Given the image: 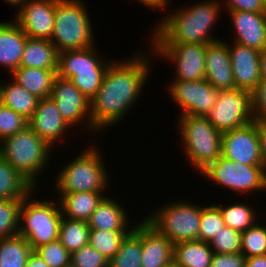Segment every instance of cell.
Here are the masks:
<instances>
[{
    "label": "cell",
    "mask_w": 266,
    "mask_h": 267,
    "mask_svg": "<svg viewBox=\"0 0 266 267\" xmlns=\"http://www.w3.org/2000/svg\"><path fill=\"white\" fill-rule=\"evenodd\" d=\"M51 148L27 126L23 131L1 141L0 155L37 189L38 176L50 164Z\"/></svg>",
    "instance_id": "3957f363"
},
{
    "label": "cell",
    "mask_w": 266,
    "mask_h": 267,
    "mask_svg": "<svg viewBox=\"0 0 266 267\" xmlns=\"http://www.w3.org/2000/svg\"><path fill=\"white\" fill-rule=\"evenodd\" d=\"M168 267H178L177 265H175L174 263H172L171 265H169Z\"/></svg>",
    "instance_id": "816d5d0a"
},
{
    "label": "cell",
    "mask_w": 266,
    "mask_h": 267,
    "mask_svg": "<svg viewBox=\"0 0 266 267\" xmlns=\"http://www.w3.org/2000/svg\"><path fill=\"white\" fill-rule=\"evenodd\" d=\"M252 111L254 122L266 125V79L261 78L252 92Z\"/></svg>",
    "instance_id": "b9f144b4"
},
{
    "label": "cell",
    "mask_w": 266,
    "mask_h": 267,
    "mask_svg": "<svg viewBox=\"0 0 266 267\" xmlns=\"http://www.w3.org/2000/svg\"><path fill=\"white\" fill-rule=\"evenodd\" d=\"M145 219L173 244L198 240L201 206L189 201H170Z\"/></svg>",
    "instance_id": "9c48e42d"
},
{
    "label": "cell",
    "mask_w": 266,
    "mask_h": 267,
    "mask_svg": "<svg viewBox=\"0 0 266 267\" xmlns=\"http://www.w3.org/2000/svg\"><path fill=\"white\" fill-rule=\"evenodd\" d=\"M98 53L95 46L59 52L57 75L69 79L90 103L102 85L106 70L114 61L102 59Z\"/></svg>",
    "instance_id": "8992f818"
},
{
    "label": "cell",
    "mask_w": 266,
    "mask_h": 267,
    "mask_svg": "<svg viewBox=\"0 0 266 267\" xmlns=\"http://www.w3.org/2000/svg\"><path fill=\"white\" fill-rule=\"evenodd\" d=\"M32 251L29 243L20 235L0 239V267H25Z\"/></svg>",
    "instance_id": "f546056e"
},
{
    "label": "cell",
    "mask_w": 266,
    "mask_h": 267,
    "mask_svg": "<svg viewBox=\"0 0 266 267\" xmlns=\"http://www.w3.org/2000/svg\"><path fill=\"white\" fill-rule=\"evenodd\" d=\"M36 188L0 155V199L24 200Z\"/></svg>",
    "instance_id": "f1b7e54d"
},
{
    "label": "cell",
    "mask_w": 266,
    "mask_h": 267,
    "mask_svg": "<svg viewBox=\"0 0 266 267\" xmlns=\"http://www.w3.org/2000/svg\"><path fill=\"white\" fill-rule=\"evenodd\" d=\"M133 229L141 236V267H168L173 263V243L145 218Z\"/></svg>",
    "instance_id": "e0dca14e"
},
{
    "label": "cell",
    "mask_w": 266,
    "mask_h": 267,
    "mask_svg": "<svg viewBox=\"0 0 266 267\" xmlns=\"http://www.w3.org/2000/svg\"><path fill=\"white\" fill-rule=\"evenodd\" d=\"M129 232L90 229L89 244L110 260Z\"/></svg>",
    "instance_id": "836d02e7"
},
{
    "label": "cell",
    "mask_w": 266,
    "mask_h": 267,
    "mask_svg": "<svg viewBox=\"0 0 266 267\" xmlns=\"http://www.w3.org/2000/svg\"><path fill=\"white\" fill-rule=\"evenodd\" d=\"M213 253L209 242L182 241L173 245V263L178 267H210Z\"/></svg>",
    "instance_id": "4316f807"
},
{
    "label": "cell",
    "mask_w": 266,
    "mask_h": 267,
    "mask_svg": "<svg viewBox=\"0 0 266 267\" xmlns=\"http://www.w3.org/2000/svg\"><path fill=\"white\" fill-rule=\"evenodd\" d=\"M258 134L260 140V152L263 161V168L266 173V125L258 124Z\"/></svg>",
    "instance_id": "f6af8a7d"
},
{
    "label": "cell",
    "mask_w": 266,
    "mask_h": 267,
    "mask_svg": "<svg viewBox=\"0 0 266 267\" xmlns=\"http://www.w3.org/2000/svg\"><path fill=\"white\" fill-rule=\"evenodd\" d=\"M90 145L58 172L57 179H54L58 195L107 190L110 182L104 157L98 146Z\"/></svg>",
    "instance_id": "277c9868"
},
{
    "label": "cell",
    "mask_w": 266,
    "mask_h": 267,
    "mask_svg": "<svg viewBox=\"0 0 266 267\" xmlns=\"http://www.w3.org/2000/svg\"><path fill=\"white\" fill-rule=\"evenodd\" d=\"M122 207L115 198L105 196L88 220L89 228L105 231H131L132 228L128 230L129 216Z\"/></svg>",
    "instance_id": "603a6c76"
},
{
    "label": "cell",
    "mask_w": 266,
    "mask_h": 267,
    "mask_svg": "<svg viewBox=\"0 0 266 267\" xmlns=\"http://www.w3.org/2000/svg\"><path fill=\"white\" fill-rule=\"evenodd\" d=\"M59 52L47 39L27 38L19 67L58 69Z\"/></svg>",
    "instance_id": "484cf974"
},
{
    "label": "cell",
    "mask_w": 266,
    "mask_h": 267,
    "mask_svg": "<svg viewBox=\"0 0 266 267\" xmlns=\"http://www.w3.org/2000/svg\"><path fill=\"white\" fill-rule=\"evenodd\" d=\"M106 195L103 192H78L58 195L62 217L88 222L98 204Z\"/></svg>",
    "instance_id": "cb8c5ba5"
},
{
    "label": "cell",
    "mask_w": 266,
    "mask_h": 267,
    "mask_svg": "<svg viewBox=\"0 0 266 267\" xmlns=\"http://www.w3.org/2000/svg\"><path fill=\"white\" fill-rule=\"evenodd\" d=\"M142 3V5H146L145 7H149L150 9H163L168 8L171 0H137Z\"/></svg>",
    "instance_id": "7dc6e473"
},
{
    "label": "cell",
    "mask_w": 266,
    "mask_h": 267,
    "mask_svg": "<svg viewBox=\"0 0 266 267\" xmlns=\"http://www.w3.org/2000/svg\"><path fill=\"white\" fill-rule=\"evenodd\" d=\"M210 267H246V257L242 253H213Z\"/></svg>",
    "instance_id": "ee69618b"
},
{
    "label": "cell",
    "mask_w": 266,
    "mask_h": 267,
    "mask_svg": "<svg viewBox=\"0 0 266 267\" xmlns=\"http://www.w3.org/2000/svg\"><path fill=\"white\" fill-rule=\"evenodd\" d=\"M27 126L28 120L0 103V142L17 132L23 131Z\"/></svg>",
    "instance_id": "ab89813d"
},
{
    "label": "cell",
    "mask_w": 266,
    "mask_h": 267,
    "mask_svg": "<svg viewBox=\"0 0 266 267\" xmlns=\"http://www.w3.org/2000/svg\"><path fill=\"white\" fill-rule=\"evenodd\" d=\"M35 251L50 267H66L71 264V253L59 239L41 245Z\"/></svg>",
    "instance_id": "f35d334b"
},
{
    "label": "cell",
    "mask_w": 266,
    "mask_h": 267,
    "mask_svg": "<svg viewBox=\"0 0 266 267\" xmlns=\"http://www.w3.org/2000/svg\"><path fill=\"white\" fill-rule=\"evenodd\" d=\"M50 97L70 127H75L76 124L82 122L84 125L82 130L86 129L87 132L92 131L98 134V131L91 124L90 102L69 79L57 75L53 81Z\"/></svg>",
    "instance_id": "5bb4252c"
},
{
    "label": "cell",
    "mask_w": 266,
    "mask_h": 267,
    "mask_svg": "<svg viewBox=\"0 0 266 267\" xmlns=\"http://www.w3.org/2000/svg\"><path fill=\"white\" fill-rule=\"evenodd\" d=\"M4 2H7L9 4V6L13 5L12 7H16L17 10H19L23 4L27 1V0H3Z\"/></svg>",
    "instance_id": "f907efd6"
},
{
    "label": "cell",
    "mask_w": 266,
    "mask_h": 267,
    "mask_svg": "<svg viewBox=\"0 0 266 267\" xmlns=\"http://www.w3.org/2000/svg\"><path fill=\"white\" fill-rule=\"evenodd\" d=\"M74 267H109V260L89 243L71 254Z\"/></svg>",
    "instance_id": "60d3db41"
},
{
    "label": "cell",
    "mask_w": 266,
    "mask_h": 267,
    "mask_svg": "<svg viewBox=\"0 0 266 267\" xmlns=\"http://www.w3.org/2000/svg\"><path fill=\"white\" fill-rule=\"evenodd\" d=\"M83 0H56L51 42L58 52L84 50L95 45L94 31Z\"/></svg>",
    "instance_id": "5b68a950"
},
{
    "label": "cell",
    "mask_w": 266,
    "mask_h": 267,
    "mask_svg": "<svg viewBox=\"0 0 266 267\" xmlns=\"http://www.w3.org/2000/svg\"><path fill=\"white\" fill-rule=\"evenodd\" d=\"M241 235L242 232L225 225L209 241V245L214 253H241Z\"/></svg>",
    "instance_id": "74e56055"
},
{
    "label": "cell",
    "mask_w": 266,
    "mask_h": 267,
    "mask_svg": "<svg viewBox=\"0 0 266 267\" xmlns=\"http://www.w3.org/2000/svg\"><path fill=\"white\" fill-rule=\"evenodd\" d=\"M205 117L220 133L252 123V93L237 88L220 90L215 105Z\"/></svg>",
    "instance_id": "8fae6325"
},
{
    "label": "cell",
    "mask_w": 266,
    "mask_h": 267,
    "mask_svg": "<svg viewBox=\"0 0 266 267\" xmlns=\"http://www.w3.org/2000/svg\"><path fill=\"white\" fill-rule=\"evenodd\" d=\"M55 6L56 0H27L13 19L29 38L51 40Z\"/></svg>",
    "instance_id": "2e32d148"
},
{
    "label": "cell",
    "mask_w": 266,
    "mask_h": 267,
    "mask_svg": "<svg viewBox=\"0 0 266 267\" xmlns=\"http://www.w3.org/2000/svg\"><path fill=\"white\" fill-rule=\"evenodd\" d=\"M222 155L248 166H263L260 152L258 123L222 133Z\"/></svg>",
    "instance_id": "9a60e30c"
},
{
    "label": "cell",
    "mask_w": 266,
    "mask_h": 267,
    "mask_svg": "<svg viewBox=\"0 0 266 267\" xmlns=\"http://www.w3.org/2000/svg\"><path fill=\"white\" fill-rule=\"evenodd\" d=\"M33 193L22 202L18 235L24 237L32 250H35L59 238L62 213L58 201L38 200L33 198ZM31 198L34 200L31 201Z\"/></svg>",
    "instance_id": "ba28073f"
},
{
    "label": "cell",
    "mask_w": 266,
    "mask_h": 267,
    "mask_svg": "<svg viewBox=\"0 0 266 267\" xmlns=\"http://www.w3.org/2000/svg\"><path fill=\"white\" fill-rule=\"evenodd\" d=\"M215 205L220 209L225 225L232 229L243 232L257 222L255 209L249 203L234 202L229 206L216 203Z\"/></svg>",
    "instance_id": "d6a6232c"
},
{
    "label": "cell",
    "mask_w": 266,
    "mask_h": 267,
    "mask_svg": "<svg viewBox=\"0 0 266 267\" xmlns=\"http://www.w3.org/2000/svg\"><path fill=\"white\" fill-rule=\"evenodd\" d=\"M206 180L231 192L251 193L266 190V173L263 166H248L220 155L200 172Z\"/></svg>",
    "instance_id": "30bf717a"
},
{
    "label": "cell",
    "mask_w": 266,
    "mask_h": 267,
    "mask_svg": "<svg viewBox=\"0 0 266 267\" xmlns=\"http://www.w3.org/2000/svg\"><path fill=\"white\" fill-rule=\"evenodd\" d=\"M260 77L266 79V49L260 52Z\"/></svg>",
    "instance_id": "681fc988"
},
{
    "label": "cell",
    "mask_w": 266,
    "mask_h": 267,
    "mask_svg": "<svg viewBox=\"0 0 266 267\" xmlns=\"http://www.w3.org/2000/svg\"><path fill=\"white\" fill-rule=\"evenodd\" d=\"M233 24V42L262 51L266 49V13L228 11Z\"/></svg>",
    "instance_id": "ffe728a7"
},
{
    "label": "cell",
    "mask_w": 266,
    "mask_h": 267,
    "mask_svg": "<svg viewBox=\"0 0 266 267\" xmlns=\"http://www.w3.org/2000/svg\"><path fill=\"white\" fill-rule=\"evenodd\" d=\"M39 98L18 85L14 80L0 83V103L28 120L36 111Z\"/></svg>",
    "instance_id": "83f0119b"
},
{
    "label": "cell",
    "mask_w": 266,
    "mask_h": 267,
    "mask_svg": "<svg viewBox=\"0 0 266 267\" xmlns=\"http://www.w3.org/2000/svg\"><path fill=\"white\" fill-rule=\"evenodd\" d=\"M257 223L241 235V253L246 258L266 255V226Z\"/></svg>",
    "instance_id": "d590c367"
},
{
    "label": "cell",
    "mask_w": 266,
    "mask_h": 267,
    "mask_svg": "<svg viewBox=\"0 0 266 267\" xmlns=\"http://www.w3.org/2000/svg\"><path fill=\"white\" fill-rule=\"evenodd\" d=\"M25 267H50V266L40 257V255L35 250H33L27 258Z\"/></svg>",
    "instance_id": "bcb514c9"
},
{
    "label": "cell",
    "mask_w": 266,
    "mask_h": 267,
    "mask_svg": "<svg viewBox=\"0 0 266 267\" xmlns=\"http://www.w3.org/2000/svg\"><path fill=\"white\" fill-rule=\"evenodd\" d=\"M246 267H266V255L247 257Z\"/></svg>",
    "instance_id": "c3c4849f"
},
{
    "label": "cell",
    "mask_w": 266,
    "mask_h": 267,
    "mask_svg": "<svg viewBox=\"0 0 266 267\" xmlns=\"http://www.w3.org/2000/svg\"><path fill=\"white\" fill-rule=\"evenodd\" d=\"M153 55L167 59L175 65L173 80L194 81L206 79L205 55L208 44L150 43ZM155 52V53H154Z\"/></svg>",
    "instance_id": "7c38bea8"
},
{
    "label": "cell",
    "mask_w": 266,
    "mask_h": 267,
    "mask_svg": "<svg viewBox=\"0 0 266 267\" xmlns=\"http://www.w3.org/2000/svg\"><path fill=\"white\" fill-rule=\"evenodd\" d=\"M27 38L14 20L0 22V66L9 74L19 68Z\"/></svg>",
    "instance_id": "7402d4cb"
},
{
    "label": "cell",
    "mask_w": 266,
    "mask_h": 267,
    "mask_svg": "<svg viewBox=\"0 0 266 267\" xmlns=\"http://www.w3.org/2000/svg\"><path fill=\"white\" fill-rule=\"evenodd\" d=\"M224 226L222 214L215 203L204 207L201 205L198 240L209 242Z\"/></svg>",
    "instance_id": "8d00e7d4"
},
{
    "label": "cell",
    "mask_w": 266,
    "mask_h": 267,
    "mask_svg": "<svg viewBox=\"0 0 266 267\" xmlns=\"http://www.w3.org/2000/svg\"><path fill=\"white\" fill-rule=\"evenodd\" d=\"M141 256V236L132 228L109 260V267H141Z\"/></svg>",
    "instance_id": "1f68e13d"
},
{
    "label": "cell",
    "mask_w": 266,
    "mask_h": 267,
    "mask_svg": "<svg viewBox=\"0 0 266 267\" xmlns=\"http://www.w3.org/2000/svg\"><path fill=\"white\" fill-rule=\"evenodd\" d=\"M206 80L218 90L236 89L230 60L229 48L225 40L206 46Z\"/></svg>",
    "instance_id": "44dd1931"
},
{
    "label": "cell",
    "mask_w": 266,
    "mask_h": 267,
    "mask_svg": "<svg viewBox=\"0 0 266 267\" xmlns=\"http://www.w3.org/2000/svg\"><path fill=\"white\" fill-rule=\"evenodd\" d=\"M140 51L128 59L114 60L106 70L102 85L90 103L91 124L98 132L123 120L140 98L152 68L148 52Z\"/></svg>",
    "instance_id": "6da1fadb"
},
{
    "label": "cell",
    "mask_w": 266,
    "mask_h": 267,
    "mask_svg": "<svg viewBox=\"0 0 266 267\" xmlns=\"http://www.w3.org/2000/svg\"><path fill=\"white\" fill-rule=\"evenodd\" d=\"M88 222L62 217L59 227V240L72 254L89 243Z\"/></svg>",
    "instance_id": "4dcf8cb0"
},
{
    "label": "cell",
    "mask_w": 266,
    "mask_h": 267,
    "mask_svg": "<svg viewBox=\"0 0 266 267\" xmlns=\"http://www.w3.org/2000/svg\"><path fill=\"white\" fill-rule=\"evenodd\" d=\"M235 87L252 93L260 77V52L248 46L228 43Z\"/></svg>",
    "instance_id": "ac0fdd59"
},
{
    "label": "cell",
    "mask_w": 266,
    "mask_h": 267,
    "mask_svg": "<svg viewBox=\"0 0 266 267\" xmlns=\"http://www.w3.org/2000/svg\"><path fill=\"white\" fill-rule=\"evenodd\" d=\"M28 127L51 147L71 129L51 97L39 100L35 113L28 119Z\"/></svg>",
    "instance_id": "d6986e66"
},
{
    "label": "cell",
    "mask_w": 266,
    "mask_h": 267,
    "mask_svg": "<svg viewBox=\"0 0 266 267\" xmlns=\"http://www.w3.org/2000/svg\"><path fill=\"white\" fill-rule=\"evenodd\" d=\"M58 69H38L32 67H19L10 75L12 80L22 86L39 99L51 95L53 81Z\"/></svg>",
    "instance_id": "d4e9b609"
},
{
    "label": "cell",
    "mask_w": 266,
    "mask_h": 267,
    "mask_svg": "<svg viewBox=\"0 0 266 267\" xmlns=\"http://www.w3.org/2000/svg\"><path fill=\"white\" fill-rule=\"evenodd\" d=\"M221 3L223 10L226 9L225 11H248L255 13H266V0H224Z\"/></svg>",
    "instance_id": "7bdbcfd3"
},
{
    "label": "cell",
    "mask_w": 266,
    "mask_h": 267,
    "mask_svg": "<svg viewBox=\"0 0 266 267\" xmlns=\"http://www.w3.org/2000/svg\"><path fill=\"white\" fill-rule=\"evenodd\" d=\"M23 200L0 199V239L18 235Z\"/></svg>",
    "instance_id": "e575fe53"
},
{
    "label": "cell",
    "mask_w": 266,
    "mask_h": 267,
    "mask_svg": "<svg viewBox=\"0 0 266 267\" xmlns=\"http://www.w3.org/2000/svg\"><path fill=\"white\" fill-rule=\"evenodd\" d=\"M220 0H202L192 6L174 8L154 26L151 43L211 44L221 39L213 37L211 30L219 20L223 8Z\"/></svg>",
    "instance_id": "7a4b0ae2"
},
{
    "label": "cell",
    "mask_w": 266,
    "mask_h": 267,
    "mask_svg": "<svg viewBox=\"0 0 266 267\" xmlns=\"http://www.w3.org/2000/svg\"><path fill=\"white\" fill-rule=\"evenodd\" d=\"M178 119L183 153L201 172L222 155V133L205 116H179Z\"/></svg>",
    "instance_id": "52a82bcc"
},
{
    "label": "cell",
    "mask_w": 266,
    "mask_h": 267,
    "mask_svg": "<svg viewBox=\"0 0 266 267\" xmlns=\"http://www.w3.org/2000/svg\"><path fill=\"white\" fill-rule=\"evenodd\" d=\"M168 94L181 107L179 116H206L216 103L220 90L206 79L183 81L172 80Z\"/></svg>",
    "instance_id": "4fadbf2b"
}]
</instances>
